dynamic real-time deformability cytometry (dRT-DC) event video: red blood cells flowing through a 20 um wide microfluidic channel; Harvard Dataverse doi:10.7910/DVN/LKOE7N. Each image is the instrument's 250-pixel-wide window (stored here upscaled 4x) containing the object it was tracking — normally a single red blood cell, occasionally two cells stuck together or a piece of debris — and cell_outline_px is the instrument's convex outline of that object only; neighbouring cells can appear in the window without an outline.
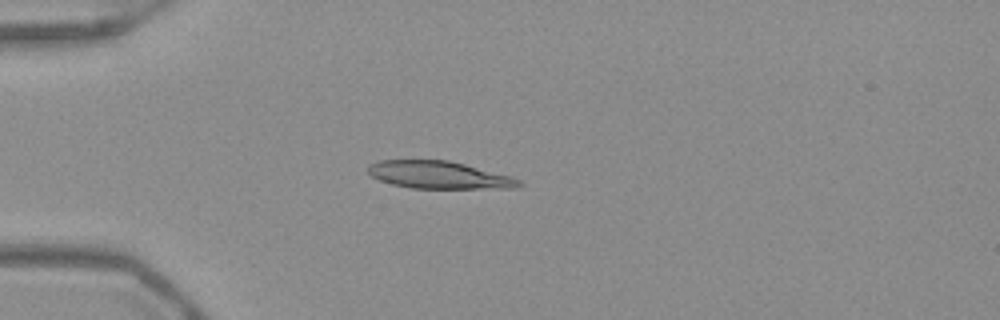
{"species": "Egyptian fruit bat (a non-hibernating species)", "species_latin": "Rousettus aegyptiacus", "temperature_condition": "warm", "stored_images_in_passage": 48, "camera_frame_rate_fps": 3000, "um_per_image_px": 0.085, "frame": {"image": 1, "passage_image": 10, "time_ms": 3.0, "image_size_px": [1000, 320], "cell_outline_px": [[524, 184], [516, 188], [412, 188], [392, 184], [380, 180], [372, 176], [364, 168], [368, 164], [380, 160], [448, 160], [512, 176], [520, 180]], "centroid_in_image_um": [37.3, 14.87], "position_along_channel_um": 47.7, "area_um2": 24.22}}
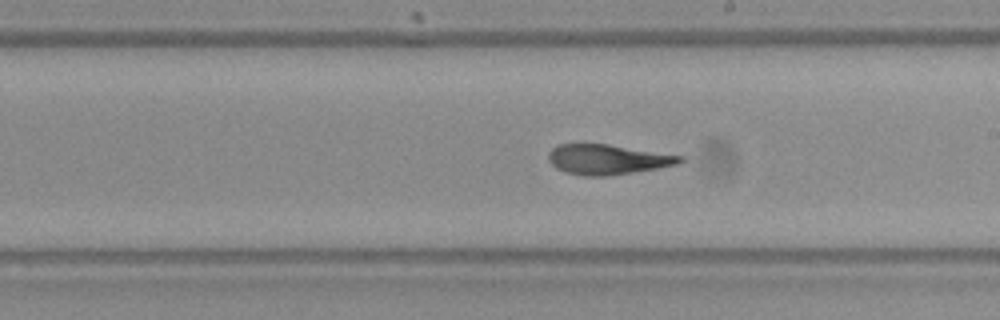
{"frame": {"image": 2, "passage_image": 26, "time_ms": 8.333, "image_size_px": [1000, 320], "cell_outline_px": [[684, 160], [680, 164], [608, 176], [584, 176], [564, 172], [556, 168], [548, 160], [548, 152], [556, 144], [608, 144], [684, 156]], "centroid_in_image_um": [51.62, 13.55], "position_along_channel_um": 237.4, "area_um2": 23.06}}
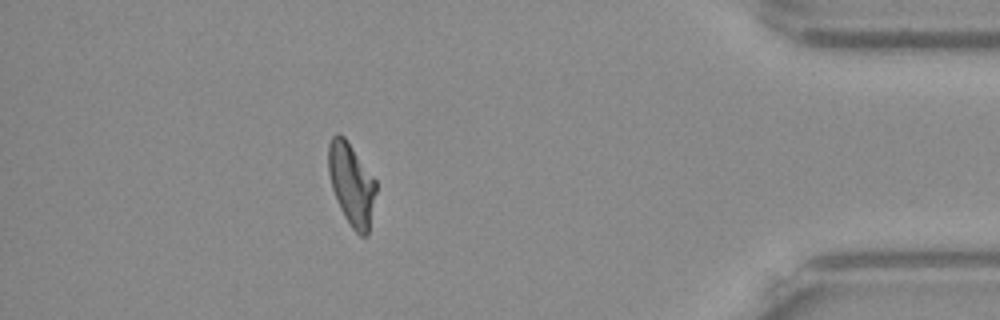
{"frame": {"image": 3, "passage_image": 42, "time_ms": 13.667, "image_size_px": [1000, 320], "cell_outline_px": [[376, 192], [368, 236], [360, 236], [352, 228], [344, 216], [340, 208], [332, 188], [328, 172], [328, 144], [332, 136], [336, 132], [340, 132], [344, 136], [376, 180]], "centroid_in_image_um": [29.87, 15.64], "position_along_channel_um": 405.3, "area_um2": 22.89}, "authors_computed_cell_mechanics": {"area_um2": 23.6113, "velocity_mm_per_s": 3.9301, "shape_relaxation_time_tau1_ms": null, "shape_relaxation_time_tau2_ms": 2.7289, "deformation_change_tau1": null, "deformation_change_tau2": 0.1062}}